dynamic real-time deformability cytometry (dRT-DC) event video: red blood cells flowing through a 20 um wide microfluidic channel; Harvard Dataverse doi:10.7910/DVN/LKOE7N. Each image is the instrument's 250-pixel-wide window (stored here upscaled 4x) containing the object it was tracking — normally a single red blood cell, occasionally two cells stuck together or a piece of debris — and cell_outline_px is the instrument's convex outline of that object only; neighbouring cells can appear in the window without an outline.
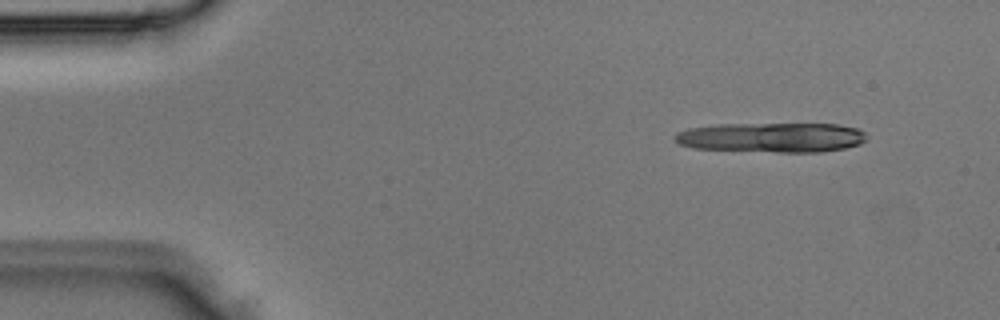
{"species": "Egyptian fruit bat (a non-hibernating species)", "species_latin": "Rousettus aegyptiacus", "temperature_condition": "room temperature", "stored_images_in_passage": 3, "segment_of_instrument_passage": [1, 2], "camera_frame_rate_fps": 3000, "um_per_image_px": 0.085, "animal": {"sex": "male"}, "frame": {"image": 1, "passage_image": 1, "time_ms": 0.0, "image_size_px": [1000, 320], "cell_outline_px": [[864, 140], [860, 144], [844, 148], [820, 152], [776, 152], [692, 148], [676, 144], [672, 136], [676, 132], [688, 128], [720, 124], [836, 124], [856, 128], [864, 132]], "centroid_in_image_um": [65.51, 11.68], "position_along_channel_um": 19.5, "area_um2": 33.35}}